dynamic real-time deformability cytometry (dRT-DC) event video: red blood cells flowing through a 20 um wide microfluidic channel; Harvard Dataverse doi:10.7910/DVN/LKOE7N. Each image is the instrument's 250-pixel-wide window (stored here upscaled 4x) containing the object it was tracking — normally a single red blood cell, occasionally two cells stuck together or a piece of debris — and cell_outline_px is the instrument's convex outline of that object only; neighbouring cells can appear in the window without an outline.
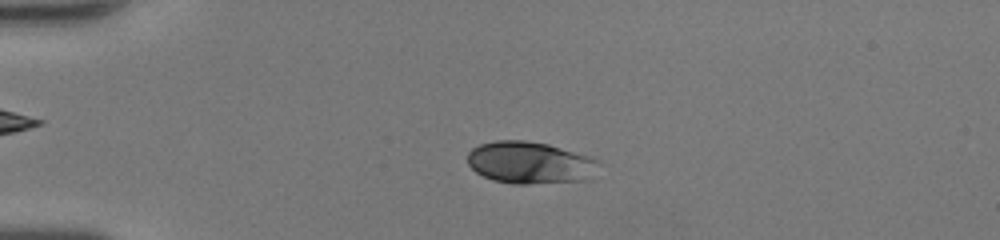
{"species": "human", "species_latin": "Homo sapiens", "temperature_condition": "room temperature", "stored_images_in_passage": 42, "camera_frame_rate_fps": 3000, "um_per_image_px": 0.085, "donor": {"sex": "female"}, "frame": {"image": 1, "passage_image": 5, "time_ms": 1.333, "image_size_px": [1000, 240], "cell_outline_px": [[596, 160], [588, 180], [528, 184], [512, 184], [492, 180], [476, 172], [468, 164], [468, 152], [472, 148], [480, 144], [496, 140], [524, 140], [548, 144], [588, 156]], "centroid_in_image_um": [44.95, 13.82], "position_along_channel_um": 40.1, "area_um2": 31.73}}
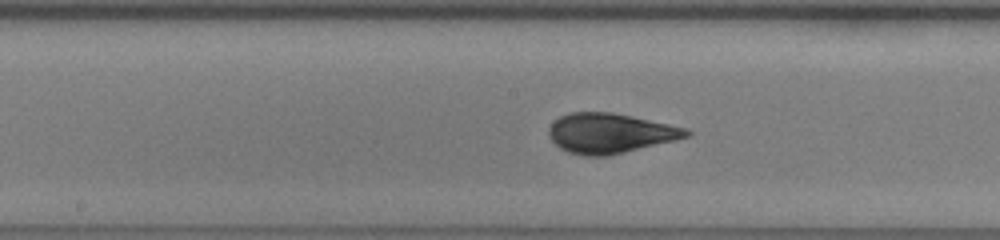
{"frame": {"image": 2, "passage_image": 19, "time_ms": 6.0, "image_size_px": [1000, 240], "cell_outline_px": [[692, 132], [688, 136], [676, 140], [608, 156], [584, 156], [568, 152], [560, 148], [552, 140], [548, 132], [548, 128], [560, 116], [568, 112], [612, 112], [632, 116], [688, 128]], "centroid_in_image_um": [51.86, 11.32], "position_along_channel_um": 196.3, "area_um2": 31.96}}
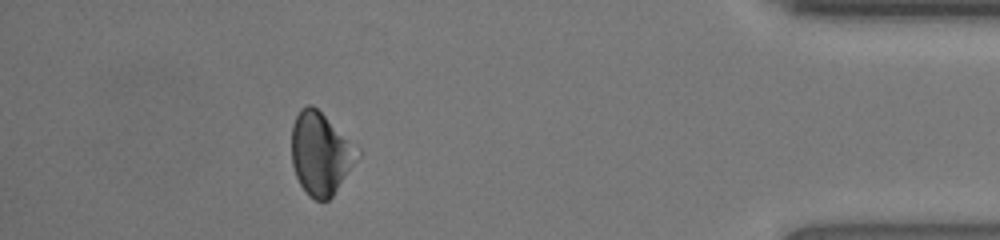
{"frame": {"image": 3, "passage_image": 37, "time_ms": 12.0, "image_size_px": [1000, 240], "cell_outline_px": [[360, 156], [332, 196], [328, 200], [316, 200], [308, 196], [300, 184], [296, 176], [292, 164], [292, 124], [300, 108], [308, 104], [312, 104], [360, 148]], "centroid_in_image_um": [27.25, 13.04], "position_along_channel_um": 407.9, "area_um2": 31.67}, "authors_computed_cell_mechanics": {"area_um2": 31.9056, "velocity_mm_per_s": 4.2754, "shape_relaxation_time_tau1_ms": 4.4802, "shape_relaxation_time_tau2_ms": null, "deformation_change_tau1": 0.1643, "deformation_change_tau2": null}}